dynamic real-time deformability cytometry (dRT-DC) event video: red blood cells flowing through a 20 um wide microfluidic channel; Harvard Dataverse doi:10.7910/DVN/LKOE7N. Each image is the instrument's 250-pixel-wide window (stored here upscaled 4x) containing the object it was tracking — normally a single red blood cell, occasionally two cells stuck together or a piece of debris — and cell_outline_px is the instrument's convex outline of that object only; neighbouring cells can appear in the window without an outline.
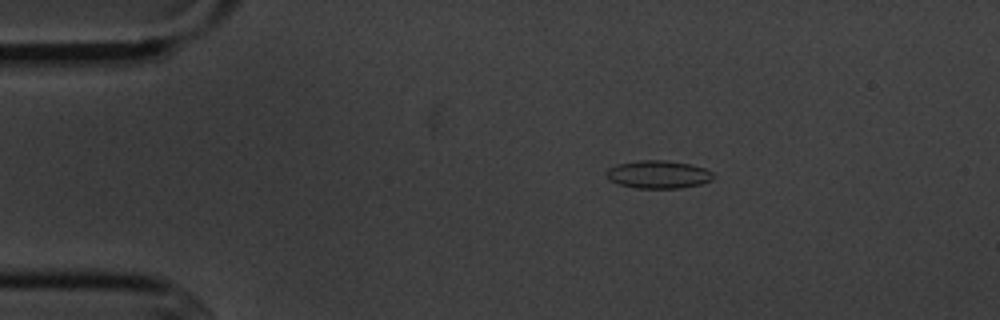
{"species": "common noctule bat (a hibernating species)", "species_latin": "Nyctalus noctula", "temperature_condition": "cold", "stored_images_in_passage": 5, "camera_frame_rate_fps": 3000, "um_per_image_px": 0.085, "animal": {"sex": "male", "body_mass_g": 20.1, "forearm_length_mm": 53.5}, "frame": {"image": 1, "passage_image": 2, "time_ms": 2.0, "image_size_px": [1000, 320], "cell_outline_px": [[712, 180], [700, 184], [680, 188], [636, 188], [620, 184], [608, 180], [608, 168], [616, 164], [640, 160], [668, 160], [692, 164], [704, 168], [712, 172]], "centroid_in_image_um": [55.96, 14.82], "position_along_channel_um": 29.0, "area_um2": 17.34}}
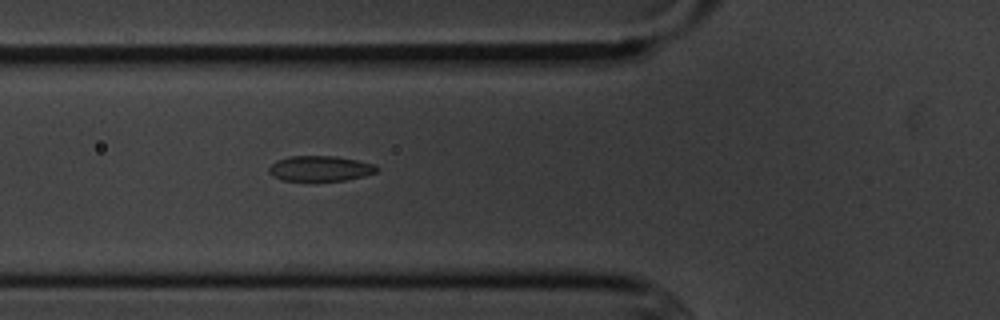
{"frame": {"image": 2, "passage_image": 5, "time_ms": 5.333, "image_size_px": [1000, 320], "cell_outline_px": [[380, 168], [376, 172], [364, 176], [344, 180], [312, 184], [284, 180], [272, 176], [268, 172], [268, 168], [276, 160], [288, 156], [336, 156], [376, 164]], "centroid_in_image_um": [27.19, 14.36], "position_along_channel_um": 98.6, "area_um2": 16.76}}